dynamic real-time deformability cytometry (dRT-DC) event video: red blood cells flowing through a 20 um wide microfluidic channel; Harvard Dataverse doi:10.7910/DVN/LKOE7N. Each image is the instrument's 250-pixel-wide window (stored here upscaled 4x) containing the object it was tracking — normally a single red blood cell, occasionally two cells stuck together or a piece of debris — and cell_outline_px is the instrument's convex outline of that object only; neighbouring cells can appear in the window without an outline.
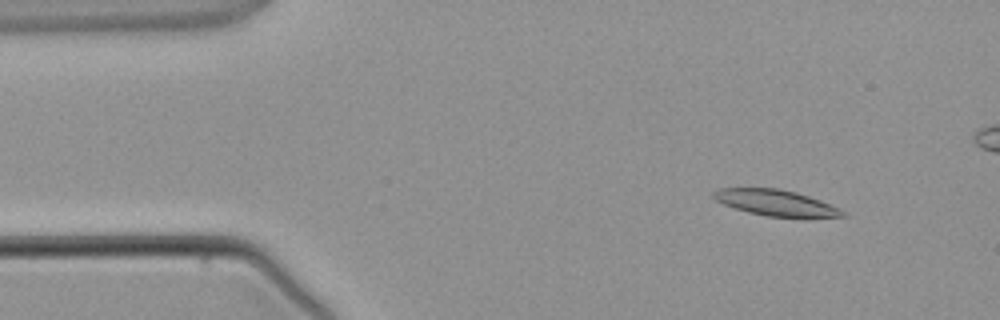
{"species": "common noctule bat (a hibernating species)", "species_latin": "Nyctalus noctula", "temperature_condition": "warm", "stored_images_in_passage": 4, "camera_frame_rate_fps": 3000, "um_per_image_px": 0.085, "animal": {"sex": "male", "body_mass_g": 21.5, "forearm_length_mm": 52.0}, "frame": {"image": 1, "passage_image": 1, "time_ms": 0.0, "image_size_px": [1000, 320], "cell_outline_px": [[848, 216], [768, 216], [748, 212], [724, 204], [716, 200], [712, 196], [712, 192], [720, 188], [776, 188], [796, 192], [820, 200], [840, 208]], "centroid_in_image_um": [65.9, 17.21], "position_along_channel_um": 19.1, "area_um2": 19.02}}